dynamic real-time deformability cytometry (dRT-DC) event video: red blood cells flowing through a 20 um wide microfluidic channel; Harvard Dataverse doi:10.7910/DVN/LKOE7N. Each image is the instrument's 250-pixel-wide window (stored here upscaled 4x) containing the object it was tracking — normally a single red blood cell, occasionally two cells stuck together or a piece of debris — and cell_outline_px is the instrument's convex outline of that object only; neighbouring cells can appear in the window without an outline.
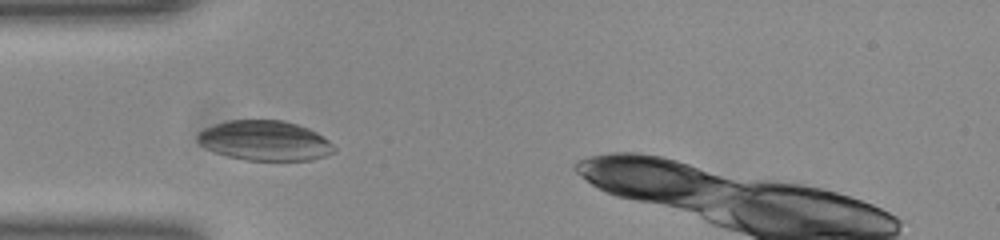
{"species": "common noctule bat (a hibernating species)", "species_latin": "Nyctalus noctula", "temperature_condition": "room temperature", "stored_images_in_passage": 39, "camera_frame_rate_fps": 3000, "um_per_image_px": 0.085, "animal": {"sex": "female", "body_mass_g": 23.0, "forearm_length_mm": 53.4}, "frame": {"image": 1, "passage_image": 5, "time_ms": 1.333, "image_size_px": [1000, 240], "cell_outline_px": [[336, 152], [312, 160], [248, 160], [228, 156], [216, 152], [200, 144], [196, 140], [196, 136], [204, 128], [212, 124], [228, 120], [284, 120], [308, 128], [324, 136], [336, 148]], "centroid_in_image_um": [22.52, 11.94], "position_along_channel_um": 62.5, "area_um2": 31.79}}
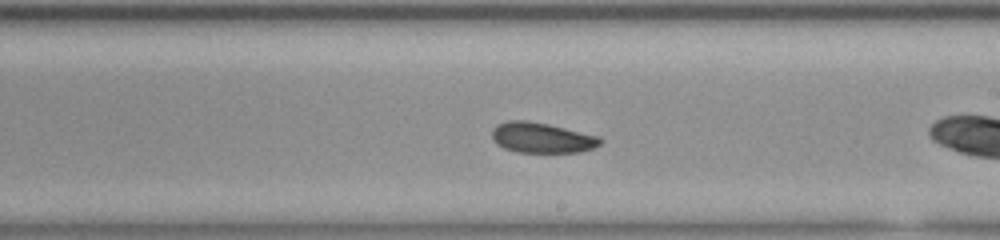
{"frame": {"image": 2, "passage_image": 16, "time_ms": 5.0, "image_size_px": [1000, 240], "cell_outline_px": [[604, 140], [600, 144], [592, 148], [580, 152], [516, 152], [504, 148], [496, 144], [492, 136], [492, 128], [496, 124], [508, 120], [528, 120], [548, 124], [600, 136]], "centroid_in_image_um": [46.04, 11.7], "position_along_channel_um": 243.0, "area_um2": 19.31}}
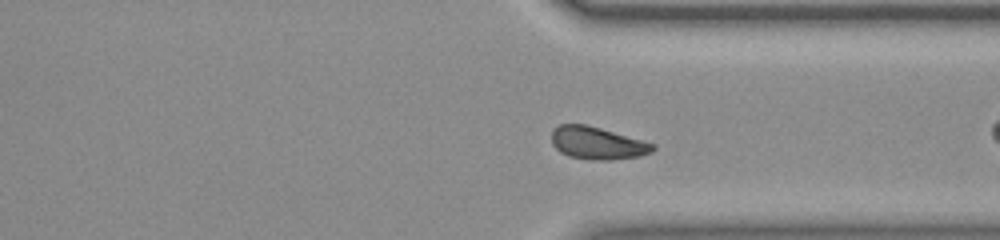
{"frame": {"image": 3, "passage_image": 25, "time_ms": 8.0, "image_size_px": [1000, 240], "cell_outline_px": [[656, 148], [652, 152], [640, 156], [608, 160], [592, 160], [568, 156], [560, 152], [552, 144], [552, 128], [560, 124], [584, 124], [600, 128], [656, 144]], "centroid_in_image_um": [50.76, 12.16], "position_along_channel_um": 360.6, "area_um2": 19.19}, "authors_computed_cell_mechanics": {"area_um2": 19.4208, "velocity_mm_per_s": 3.9104, "shape_relaxation_time_tau1_ms": 6.4403, "shape_relaxation_time_tau2_ms": 2.5303, "deformation_change_tau1": 0.1138, "deformation_change_tau2": 0.0451}}